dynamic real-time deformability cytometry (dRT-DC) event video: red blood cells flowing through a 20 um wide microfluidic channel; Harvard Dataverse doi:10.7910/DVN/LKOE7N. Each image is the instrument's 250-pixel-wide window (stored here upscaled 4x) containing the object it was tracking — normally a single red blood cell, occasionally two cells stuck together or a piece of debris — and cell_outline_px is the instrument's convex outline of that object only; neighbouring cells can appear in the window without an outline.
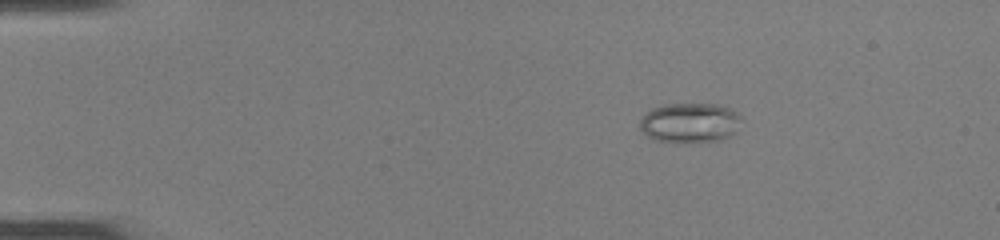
{"species": "common noctule bat (a hibernating species)", "species_latin": "Nyctalus noctula", "temperature_condition": "room temperature", "stored_images_in_passage": 45, "camera_frame_rate_fps": 3000, "um_per_image_px": 0.085, "animal": {"sex": "female", "body_mass_g": 22.0, "forearm_length_mm": 56.7}, "frame": {"image": 1, "passage_image": 4, "time_ms": 1.0, "image_size_px": [1000, 240], "cell_outline_px": [[740, 116], [736, 132], [728, 136], [716, 140], [656, 140], [648, 136], [640, 128], [640, 120], [652, 108], [664, 104], [720, 104], [736, 112]], "centroid_in_image_um": [58.63, 10.38], "position_along_channel_um": 26.4, "area_um2": 22.66}}
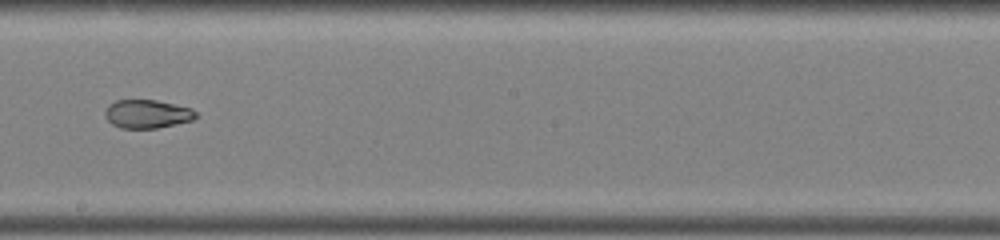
{"frame": {"image": 2, "passage_image": 25, "time_ms": 8.0, "image_size_px": [1000, 240], "cell_outline_px": [[196, 116], [192, 120], [176, 124], [156, 128], [120, 128], [112, 124], [104, 116], [104, 112], [108, 104], [116, 100], [156, 100], [192, 108], [196, 112]], "centroid_in_image_um": [12.48, 9.68], "position_along_channel_um": 235.7, "area_um2": 15.09}}
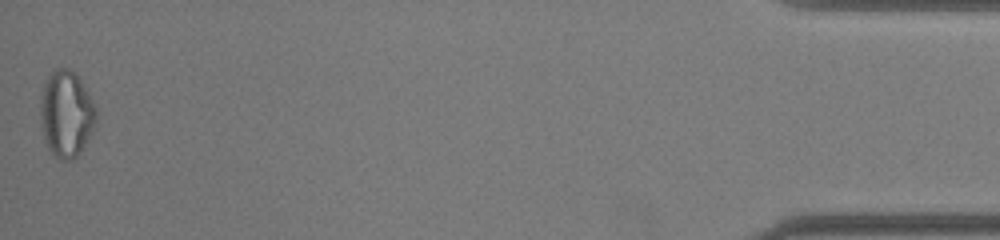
{"frame": {"image": 3, "passage_image": 45, "time_ms": 14.667, "image_size_px": [1000, 240], "cell_outline_px": [[96, 120], [92, 132], [80, 152], [72, 160], [60, 160], [48, 148], [44, 140], [40, 112], [40, 96], [44, 84], [48, 76], [56, 68], [68, 68], [76, 72], [88, 92], [96, 108]], "centroid_in_image_um": [5.63, 9.66], "position_along_channel_um": 429.6, "area_um2": 28.09}, "authors_computed_cell_mechanics": {"area_um2": 19.4786, "velocity_mm_per_s": 4.1398, "shape_relaxation_time_tau1_ms": null, "shape_relaxation_time_tau2_ms": 2.178, "deformation_change_tau1": null, "deformation_change_tau2": 0.0596}}